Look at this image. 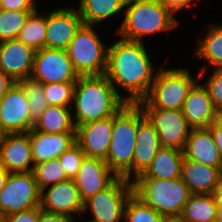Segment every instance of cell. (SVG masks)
<instances>
[{"mask_svg":"<svg viewBox=\"0 0 222 222\" xmlns=\"http://www.w3.org/2000/svg\"><path fill=\"white\" fill-rule=\"evenodd\" d=\"M184 159L183 151L176 148L162 147L147 170L139 177L177 179L181 177Z\"/></svg>","mask_w":222,"mask_h":222,"instance_id":"24","label":"cell"},{"mask_svg":"<svg viewBox=\"0 0 222 222\" xmlns=\"http://www.w3.org/2000/svg\"><path fill=\"white\" fill-rule=\"evenodd\" d=\"M145 1H153V0H124L125 4L134 3V2H145Z\"/></svg>","mask_w":222,"mask_h":222,"instance_id":"46","label":"cell"},{"mask_svg":"<svg viewBox=\"0 0 222 222\" xmlns=\"http://www.w3.org/2000/svg\"><path fill=\"white\" fill-rule=\"evenodd\" d=\"M197 82L188 69L160 67L148 95L138 104L142 109L181 110L189 91Z\"/></svg>","mask_w":222,"mask_h":222,"instance_id":"6","label":"cell"},{"mask_svg":"<svg viewBox=\"0 0 222 222\" xmlns=\"http://www.w3.org/2000/svg\"><path fill=\"white\" fill-rule=\"evenodd\" d=\"M40 193L32 172L10 173L0 190V218L40 207Z\"/></svg>","mask_w":222,"mask_h":222,"instance_id":"9","label":"cell"},{"mask_svg":"<svg viewBox=\"0 0 222 222\" xmlns=\"http://www.w3.org/2000/svg\"><path fill=\"white\" fill-rule=\"evenodd\" d=\"M9 135L10 133L7 131L4 125L0 122V143L3 142Z\"/></svg>","mask_w":222,"mask_h":222,"instance_id":"45","label":"cell"},{"mask_svg":"<svg viewBox=\"0 0 222 222\" xmlns=\"http://www.w3.org/2000/svg\"><path fill=\"white\" fill-rule=\"evenodd\" d=\"M39 220V207L5 215L0 218V222H38Z\"/></svg>","mask_w":222,"mask_h":222,"instance_id":"37","label":"cell"},{"mask_svg":"<svg viewBox=\"0 0 222 222\" xmlns=\"http://www.w3.org/2000/svg\"><path fill=\"white\" fill-rule=\"evenodd\" d=\"M145 117L139 104L124 105L113 116V131L107 157L104 160L118 176L132 182L133 155L139 122Z\"/></svg>","mask_w":222,"mask_h":222,"instance_id":"3","label":"cell"},{"mask_svg":"<svg viewBox=\"0 0 222 222\" xmlns=\"http://www.w3.org/2000/svg\"><path fill=\"white\" fill-rule=\"evenodd\" d=\"M163 222H180L178 218H166Z\"/></svg>","mask_w":222,"mask_h":222,"instance_id":"47","label":"cell"},{"mask_svg":"<svg viewBox=\"0 0 222 222\" xmlns=\"http://www.w3.org/2000/svg\"><path fill=\"white\" fill-rule=\"evenodd\" d=\"M40 208L72 218H74V213L80 215L83 212V201L74 180L67 179L45 187L40 193Z\"/></svg>","mask_w":222,"mask_h":222,"instance_id":"15","label":"cell"},{"mask_svg":"<svg viewBox=\"0 0 222 222\" xmlns=\"http://www.w3.org/2000/svg\"><path fill=\"white\" fill-rule=\"evenodd\" d=\"M75 219L76 218H72L62 214L47 212L39 207L38 222H76Z\"/></svg>","mask_w":222,"mask_h":222,"instance_id":"39","label":"cell"},{"mask_svg":"<svg viewBox=\"0 0 222 222\" xmlns=\"http://www.w3.org/2000/svg\"><path fill=\"white\" fill-rule=\"evenodd\" d=\"M0 122L10 134L28 133L34 127L25 91L18 82L0 99Z\"/></svg>","mask_w":222,"mask_h":222,"instance_id":"12","label":"cell"},{"mask_svg":"<svg viewBox=\"0 0 222 222\" xmlns=\"http://www.w3.org/2000/svg\"><path fill=\"white\" fill-rule=\"evenodd\" d=\"M125 7V17L117 31L124 40L144 42L143 36L174 29L179 23L174 17L177 12L163 0L128 3Z\"/></svg>","mask_w":222,"mask_h":222,"instance_id":"4","label":"cell"},{"mask_svg":"<svg viewBox=\"0 0 222 222\" xmlns=\"http://www.w3.org/2000/svg\"><path fill=\"white\" fill-rule=\"evenodd\" d=\"M166 217L147 206L134 193L127 200L123 222H163Z\"/></svg>","mask_w":222,"mask_h":222,"instance_id":"31","label":"cell"},{"mask_svg":"<svg viewBox=\"0 0 222 222\" xmlns=\"http://www.w3.org/2000/svg\"><path fill=\"white\" fill-rule=\"evenodd\" d=\"M0 165L9 173L32 172L34 160L29 132L10 134L0 143Z\"/></svg>","mask_w":222,"mask_h":222,"instance_id":"18","label":"cell"},{"mask_svg":"<svg viewBox=\"0 0 222 222\" xmlns=\"http://www.w3.org/2000/svg\"><path fill=\"white\" fill-rule=\"evenodd\" d=\"M77 8L84 25H97L119 14L125 8L124 0H79Z\"/></svg>","mask_w":222,"mask_h":222,"instance_id":"27","label":"cell"},{"mask_svg":"<svg viewBox=\"0 0 222 222\" xmlns=\"http://www.w3.org/2000/svg\"><path fill=\"white\" fill-rule=\"evenodd\" d=\"M34 164L58 158L76 143V133L49 134L29 131Z\"/></svg>","mask_w":222,"mask_h":222,"instance_id":"22","label":"cell"},{"mask_svg":"<svg viewBox=\"0 0 222 222\" xmlns=\"http://www.w3.org/2000/svg\"><path fill=\"white\" fill-rule=\"evenodd\" d=\"M165 3L170 5L176 12L185 9L186 7L190 8L194 0H163Z\"/></svg>","mask_w":222,"mask_h":222,"instance_id":"42","label":"cell"},{"mask_svg":"<svg viewBox=\"0 0 222 222\" xmlns=\"http://www.w3.org/2000/svg\"><path fill=\"white\" fill-rule=\"evenodd\" d=\"M181 178L191 194H218L222 191V167L207 166L185 158Z\"/></svg>","mask_w":222,"mask_h":222,"instance_id":"19","label":"cell"},{"mask_svg":"<svg viewBox=\"0 0 222 222\" xmlns=\"http://www.w3.org/2000/svg\"><path fill=\"white\" fill-rule=\"evenodd\" d=\"M75 128L81 124L113 117L124 105L125 97L116 92L105 74L80 76L75 85Z\"/></svg>","mask_w":222,"mask_h":222,"instance_id":"2","label":"cell"},{"mask_svg":"<svg viewBox=\"0 0 222 222\" xmlns=\"http://www.w3.org/2000/svg\"><path fill=\"white\" fill-rule=\"evenodd\" d=\"M34 11H0V42L17 39L21 29Z\"/></svg>","mask_w":222,"mask_h":222,"instance_id":"33","label":"cell"},{"mask_svg":"<svg viewBox=\"0 0 222 222\" xmlns=\"http://www.w3.org/2000/svg\"><path fill=\"white\" fill-rule=\"evenodd\" d=\"M32 173L40 191L68 179L58 158L34 164Z\"/></svg>","mask_w":222,"mask_h":222,"instance_id":"30","label":"cell"},{"mask_svg":"<svg viewBox=\"0 0 222 222\" xmlns=\"http://www.w3.org/2000/svg\"><path fill=\"white\" fill-rule=\"evenodd\" d=\"M24 89L28 103L31 119L36 122L48 106L44 94L43 83L31 77L18 82Z\"/></svg>","mask_w":222,"mask_h":222,"instance_id":"32","label":"cell"},{"mask_svg":"<svg viewBox=\"0 0 222 222\" xmlns=\"http://www.w3.org/2000/svg\"><path fill=\"white\" fill-rule=\"evenodd\" d=\"M117 178L118 176L103 159L85 156L73 180L84 202L91 196L104 191Z\"/></svg>","mask_w":222,"mask_h":222,"instance_id":"14","label":"cell"},{"mask_svg":"<svg viewBox=\"0 0 222 222\" xmlns=\"http://www.w3.org/2000/svg\"><path fill=\"white\" fill-rule=\"evenodd\" d=\"M213 134L214 141L222 158V115H220L209 127Z\"/></svg>","mask_w":222,"mask_h":222,"instance_id":"40","label":"cell"},{"mask_svg":"<svg viewBox=\"0 0 222 222\" xmlns=\"http://www.w3.org/2000/svg\"><path fill=\"white\" fill-rule=\"evenodd\" d=\"M76 82L43 84L48 105L72 108Z\"/></svg>","mask_w":222,"mask_h":222,"instance_id":"34","label":"cell"},{"mask_svg":"<svg viewBox=\"0 0 222 222\" xmlns=\"http://www.w3.org/2000/svg\"><path fill=\"white\" fill-rule=\"evenodd\" d=\"M195 54L213 69H222V24H213L203 39L198 38Z\"/></svg>","mask_w":222,"mask_h":222,"instance_id":"28","label":"cell"},{"mask_svg":"<svg viewBox=\"0 0 222 222\" xmlns=\"http://www.w3.org/2000/svg\"><path fill=\"white\" fill-rule=\"evenodd\" d=\"M157 131L162 147L184 150L191 127L181 110L143 109Z\"/></svg>","mask_w":222,"mask_h":222,"instance_id":"11","label":"cell"},{"mask_svg":"<svg viewBox=\"0 0 222 222\" xmlns=\"http://www.w3.org/2000/svg\"><path fill=\"white\" fill-rule=\"evenodd\" d=\"M36 50L18 39L0 42V71L15 83L31 76Z\"/></svg>","mask_w":222,"mask_h":222,"instance_id":"16","label":"cell"},{"mask_svg":"<svg viewBox=\"0 0 222 222\" xmlns=\"http://www.w3.org/2000/svg\"><path fill=\"white\" fill-rule=\"evenodd\" d=\"M38 14L36 10L29 16L17 38L36 51L45 48L46 43V14Z\"/></svg>","mask_w":222,"mask_h":222,"instance_id":"29","label":"cell"},{"mask_svg":"<svg viewBox=\"0 0 222 222\" xmlns=\"http://www.w3.org/2000/svg\"><path fill=\"white\" fill-rule=\"evenodd\" d=\"M216 222H222V191L218 193V208Z\"/></svg>","mask_w":222,"mask_h":222,"instance_id":"44","label":"cell"},{"mask_svg":"<svg viewBox=\"0 0 222 222\" xmlns=\"http://www.w3.org/2000/svg\"><path fill=\"white\" fill-rule=\"evenodd\" d=\"M146 50L144 42L121 38L108 47L105 75L116 92L118 85L129 93L126 103L138 104L151 89L156 71Z\"/></svg>","mask_w":222,"mask_h":222,"instance_id":"1","label":"cell"},{"mask_svg":"<svg viewBox=\"0 0 222 222\" xmlns=\"http://www.w3.org/2000/svg\"><path fill=\"white\" fill-rule=\"evenodd\" d=\"M162 148L156 129L145 116L138 124L133 155V181L142 175Z\"/></svg>","mask_w":222,"mask_h":222,"instance_id":"21","label":"cell"},{"mask_svg":"<svg viewBox=\"0 0 222 222\" xmlns=\"http://www.w3.org/2000/svg\"><path fill=\"white\" fill-rule=\"evenodd\" d=\"M9 174L10 173L0 165V190L4 187Z\"/></svg>","mask_w":222,"mask_h":222,"instance_id":"43","label":"cell"},{"mask_svg":"<svg viewBox=\"0 0 222 222\" xmlns=\"http://www.w3.org/2000/svg\"><path fill=\"white\" fill-rule=\"evenodd\" d=\"M181 111L192 129L209 128L220 116L207 89L198 82L189 91Z\"/></svg>","mask_w":222,"mask_h":222,"instance_id":"20","label":"cell"},{"mask_svg":"<svg viewBox=\"0 0 222 222\" xmlns=\"http://www.w3.org/2000/svg\"><path fill=\"white\" fill-rule=\"evenodd\" d=\"M2 9L14 11H36L35 0H2Z\"/></svg>","mask_w":222,"mask_h":222,"instance_id":"38","label":"cell"},{"mask_svg":"<svg viewBox=\"0 0 222 222\" xmlns=\"http://www.w3.org/2000/svg\"><path fill=\"white\" fill-rule=\"evenodd\" d=\"M15 84V82L2 71H0V99Z\"/></svg>","mask_w":222,"mask_h":222,"instance_id":"41","label":"cell"},{"mask_svg":"<svg viewBox=\"0 0 222 222\" xmlns=\"http://www.w3.org/2000/svg\"><path fill=\"white\" fill-rule=\"evenodd\" d=\"M82 25L78 9L68 7L47 12L45 48L66 50Z\"/></svg>","mask_w":222,"mask_h":222,"instance_id":"13","label":"cell"},{"mask_svg":"<svg viewBox=\"0 0 222 222\" xmlns=\"http://www.w3.org/2000/svg\"><path fill=\"white\" fill-rule=\"evenodd\" d=\"M93 25H82L66 49L79 76L102 75L107 68L108 47Z\"/></svg>","mask_w":222,"mask_h":222,"instance_id":"7","label":"cell"},{"mask_svg":"<svg viewBox=\"0 0 222 222\" xmlns=\"http://www.w3.org/2000/svg\"><path fill=\"white\" fill-rule=\"evenodd\" d=\"M113 131V117L81 124L76 127V143L85 156L105 160Z\"/></svg>","mask_w":222,"mask_h":222,"instance_id":"17","label":"cell"},{"mask_svg":"<svg viewBox=\"0 0 222 222\" xmlns=\"http://www.w3.org/2000/svg\"><path fill=\"white\" fill-rule=\"evenodd\" d=\"M74 108L48 105L38 120L34 129L49 134L76 133L71 111Z\"/></svg>","mask_w":222,"mask_h":222,"instance_id":"26","label":"cell"},{"mask_svg":"<svg viewBox=\"0 0 222 222\" xmlns=\"http://www.w3.org/2000/svg\"><path fill=\"white\" fill-rule=\"evenodd\" d=\"M2 10V0H0V11Z\"/></svg>","mask_w":222,"mask_h":222,"instance_id":"48","label":"cell"},{"mask_svg":"<svg viewBox=\"0 0 222 222\" xmlns=\"http://www.w3.org/2000/svg\"><path fill=\"white\" fill-rule=\"evenodd\" d=\"M184 158L212 167H222V158L209 128L191 129L183 150Z\"/></svg>","mask_w":222,"mask_h":222,"instance_id":"23","label":"cell"},{"mask_svg":"<svg viewBox=\"0 0 222 222\" xmlns=\"http://www.w3.org/2000/svg\"><path fill=\"white\" fill-rule=\"evenodd\" d=\"M218 194H192L185 203L180 222H216Z\"/></svg>","mask_w":222,"mask_h":222,"instance_id":"25","label":"cell"},{"mask_svg":"<svg viewBox=\"0 0 222 222\" xmlns=\"http://www.w3.org/2000/svg\"><path fill=\"white\" fill-rule=\"evenodd\" d=\"M134 193L133 182L118 177L104 191L83 202V213L91 210L93 218L87 222H121L127 200Z\"/></svg>","mask_w":222,"mask_h":222,"instance_id":"8","label":"cell"},{"mask_svg":"<svg viewBox=\"0 0 222 222\" xmlns=\"http://www.w3.org/2000/svg\"><path fill=\"white\" fill-rule=\"evenodd\" d=\"M212 71L208 81L202 85L207 89L214 108L222 115V69Z\"/></svg>","mask_w":222,"mask_h":222,"instance_id":"36","label":"cell"},{"mask_svg":"<svg viewBox=\"0 0 222 222\" xmlns=\"http://www.w3.org/2000/svg\"><path fill=\"white\" fill-rule=\"evenodd\" d=\"M84 157L85 154L77 143L58 157L68 179L73 180L76 177Z\"/></svg>","mask_w":222,"mask_h":222,"instance_id":"35","label":"cell"},{"mask_svg":"<svg viewBox=\"0 0 222 222\" xmlns=\"http://www.w3.org/2000/svg\"><path fill=\"white\" fill-rule=\"evenodd\" d=\"M31 78L43 84L76 82L80 77L66 50L42 48L35 52Z\"/></svg>","mask_w":222,"mask_h":222,"instance_id":"10","label":"cell"},{"mask_svg":"<svg viewBox=\"0 0 222 222\" xmlns=\"http://www.w3.org/2000/svg\"><path fill=\"white\" fill-rule=\"evenodd\" d=\"M132 182L134 194L166 218H178L192 195L181 177L177 179L138 177Z\"/></svg>","mask_w":222,"mask_h":222,"instance_id":"5","label":"cell"}]
</instances>
